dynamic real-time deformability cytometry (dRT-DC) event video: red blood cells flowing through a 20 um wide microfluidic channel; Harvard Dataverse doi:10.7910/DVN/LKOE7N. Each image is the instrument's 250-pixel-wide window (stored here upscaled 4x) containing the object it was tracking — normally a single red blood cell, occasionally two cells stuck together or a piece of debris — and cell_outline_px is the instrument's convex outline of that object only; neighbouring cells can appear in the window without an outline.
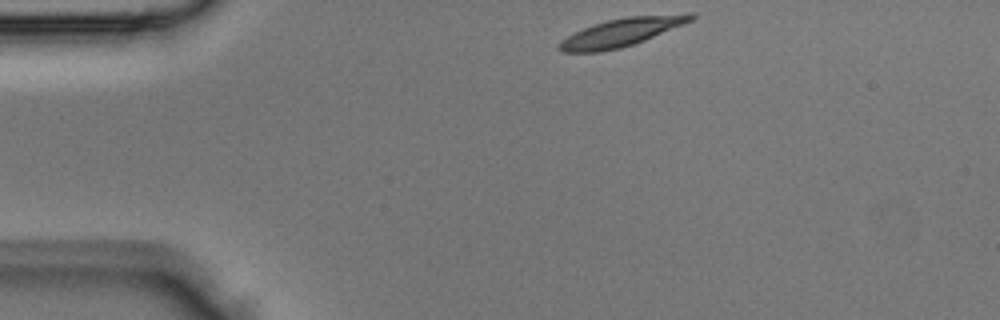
{"species": "Egyptian fruit bat (a non-hibernating species)", "species_latin": "Rousettus aegyptiacus", "temperature_condition": "room temperature", "stored_images_in_passage": 2, "camera_frame_rate_fps": 3000, "um_per_image_px": 0.085, "animal": {"sex": "male"}, "frame": {"image": 1, "passage_image": 1, "time_ms": 0.0, "image_size_px": [1000, 320], "cell_outline_px": [[696, 16], [692, 20], [684, 24], [644, 40], [620, 48], [600, 52], [560, 52], [560, 40], [584, 28], [608, 20], [628, 16], [688, 12], [696, 12]], "centroid_in_image_um": [52.92, 2.72], "position_along_channel_um": 32.1, "area_um2": 21.5}}